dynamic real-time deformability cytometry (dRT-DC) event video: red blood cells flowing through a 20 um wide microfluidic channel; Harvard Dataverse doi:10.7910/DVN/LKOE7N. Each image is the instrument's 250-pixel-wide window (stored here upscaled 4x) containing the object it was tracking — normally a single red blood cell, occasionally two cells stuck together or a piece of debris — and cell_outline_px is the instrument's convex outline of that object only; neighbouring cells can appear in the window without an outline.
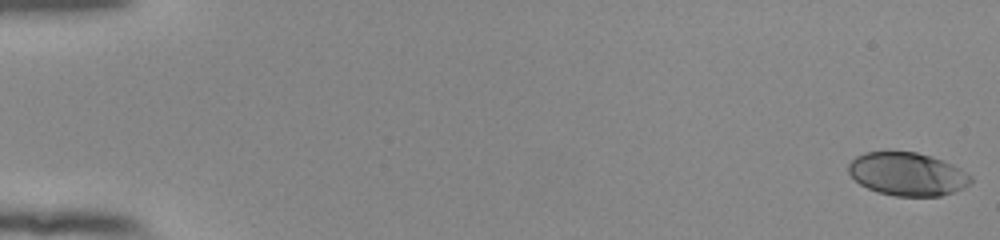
{"species": "human", "species_latin": "Homo sapiens", "temperature_condition": "room temperature", "stored_images_in_passage": 55, "camera_frame_rate_fps": 3000, "um_per_image_px": 0.085, "donor": {"sex": "female"}, "frame": {"image": 1, "passage_image": 1, "time_ms": 0.0, "image_size_px": [1000, 240], "cell_outline_px": [[972, 180], [968, 184], [952, 192], [940, 196], [896, 196], [876, 192], [860, 184], [848, 172], [848, 164], [856, 156], [864, 152], [916, 152], [932, 156], [952, 164], [972, 176]], "centroid_in_image_um": [77.1, 14.79], "position_along_channel_um": 7.9, "area_um2": 30.58}}
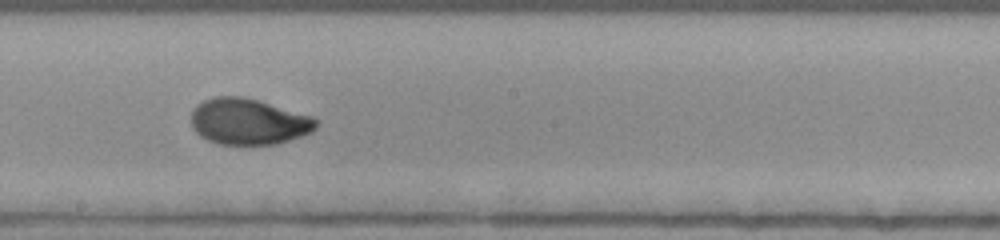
{"frame": {"image": 2, "passage_image": 32, "time_ms": 10.333, "image_size_px": [1000, 240], "cell_outline_px": [[320, 120], [316, 128], [312, 132], [276, 144], [220, 144], [208, 140], [200, 136], [192, 128], [192, 108], [196, 104], [204, 100], [216, 96], [244, 96], [312, 116]], "centroid_in_image_um": [21.12, 10.32], "position_along_channel_um": 227.1, "area_um2": 33.64}}
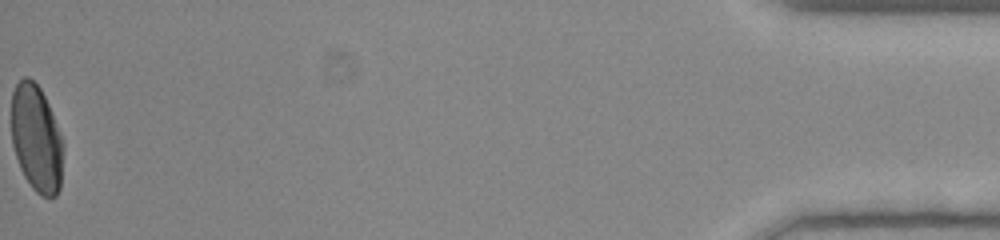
{"frame": {"image": 3, "passage_image": 55, "time_ms": 18.0, "image_size_px": [1000, 240], "cell_outline_px": [[64, 148], [60, 188], [56, 196], [40, 196], [32, 188], [24, 176], [20, 168], [12, 144], [12, 92], [16, 84], [24, 76], [28, 76], [40, 88], [48, 104], [64, 144]], "centroid_in_image_um": [3.1, 11.79], "position_along_channel_um": 432.1, "area_um2": 32.31}, "authors_computed_cell_mechanics": {"area_um2": 32.7726, "velocity_mm_per_s": 3.8819, "shape_relaxation_time_tau1_ms": 4.2044, "shape_relaxation_time_tau2_ms": null, "deformation_change_tau1": 0.1758, "deformation_change_tau2": null}}